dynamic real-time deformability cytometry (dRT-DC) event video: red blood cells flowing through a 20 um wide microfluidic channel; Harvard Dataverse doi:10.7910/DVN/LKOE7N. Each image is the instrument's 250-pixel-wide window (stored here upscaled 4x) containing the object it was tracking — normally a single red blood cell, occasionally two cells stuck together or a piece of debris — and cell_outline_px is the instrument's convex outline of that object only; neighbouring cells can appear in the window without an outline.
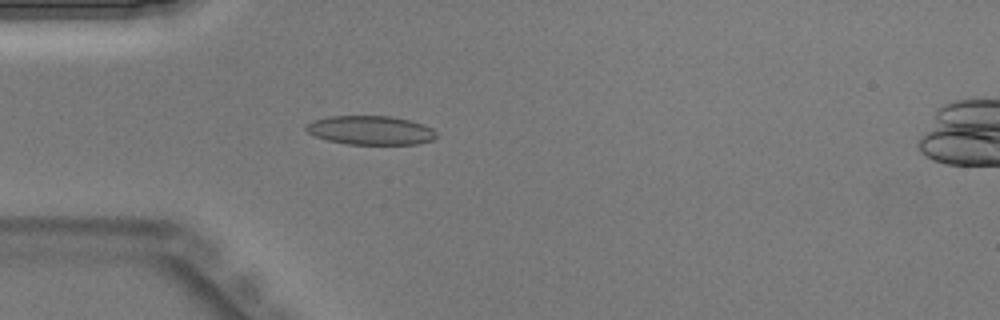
{"species": "Egyptian fruit bat (a non-hibernating species)", "species_latin": "Rousettus aegyptiacus", "temperature_condition": "warm", "stored_images_in_passage": 37, "camera_frame_rate_fps": 3000, "um_per_image_px": 0.085, "animal": {"sex": "male"}, "frame": {"image": 1, "passage_image": 6, "time_ms": 1.667, "image_size_px": [1000, 320], "cell_outline_px": [[436, 136], [432, 140], [416, 144], [348, 144], [328, 140], [316, 136], [308, 132], [304, 128], [304, 124], [312, 120], [328, 116], [392, 116], [424, 124], [432, 128], [436, 132]], "centroid_in_image_um": [31.47, 11.06], "position_along_channel_um": 53.5, "area_um2": 22.02}}
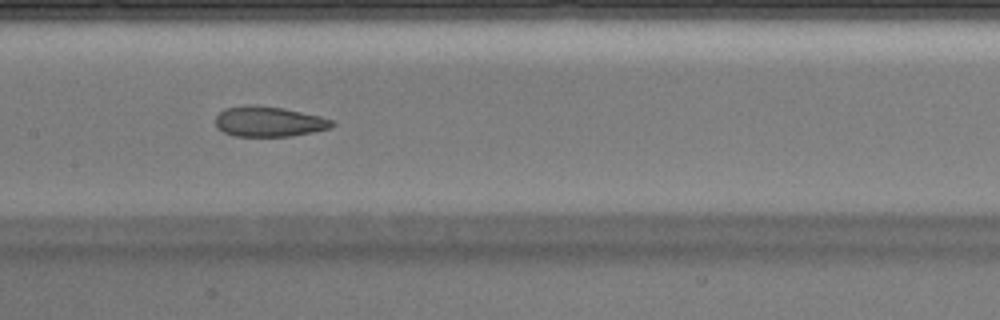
{"frame": {"image": 2, "passage_image": 15, "time_ms": 4.667, "image_size_px": [1000, 320], "cell_outline_px": [[336, 124], [328, 128], [312, 132], [292, 136], [236, 136], [224, 132], [216, 124], [216, 116], [224, 108], [244, 104], [256, 104], [284, 108], [320, 116], [332, 120]], "centroid_in_image_um": [22.84, 10.31], "position_along_channel_um": 184.6, "area_um2": 20.58}}
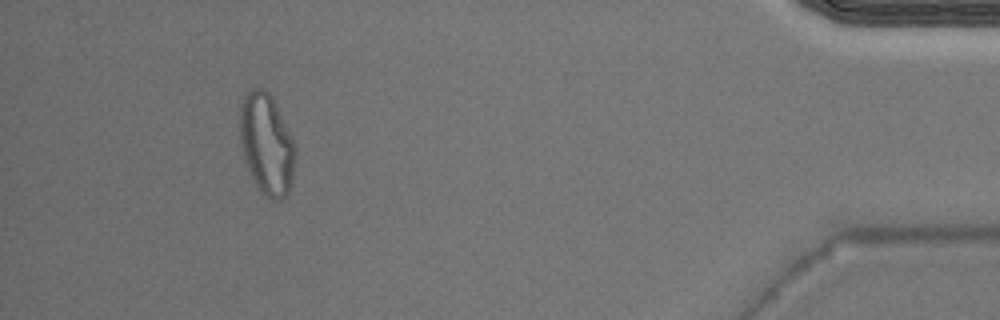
{"frame": {"image": 3, "passage_image": 34, "time_ms": 11.0, "image_size_px": [1000, 320], "cell_outline_px": [[296, 156], [292, 176], [288, 192], [280, 200], [272, 200], [256, 184], [252, 176], [244, 156], [240, 144], [240, 104], [244, 96], [252, 88], [264, 88], [272, 96], [292, 140], [296, 152]], "centroid_in_image_um": [22.65, 12.21], "position_along_channel_um": 412.6, "area_um2": 31.91}}